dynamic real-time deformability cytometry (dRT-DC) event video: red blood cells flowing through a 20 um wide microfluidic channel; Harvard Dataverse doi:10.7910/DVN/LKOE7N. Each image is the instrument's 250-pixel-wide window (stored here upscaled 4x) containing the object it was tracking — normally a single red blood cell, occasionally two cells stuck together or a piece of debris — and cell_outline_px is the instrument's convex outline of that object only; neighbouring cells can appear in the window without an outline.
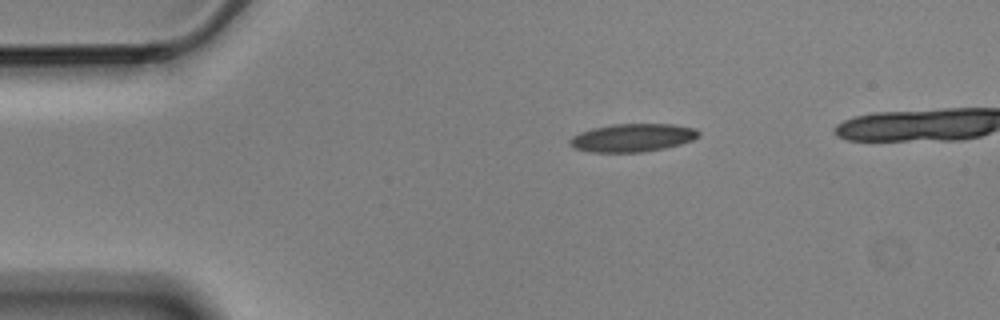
{"species": "Egyptian fruit bat (a non-hibernating species)", "species_latin": "Rousettus aegyptiacus", "temperature_condition": "cold", "stored_images_in_passage": 9, "camera_frame_rate_fps": 3000, "um_per_image_px": 0.085, "animal": {"sex": "male"}, "frame": {"image": 1, "passage_image": 1, "time_ms": 0.0, "image_size_px": [1000, 320], "cell_outline_px": [[700, 136], [692, 140], [680, 144], [664, 148], [640, 152], [592, 152], [572, 148], [568, 144], [568, 140], [572, 136], [580, 132], [592, 128], [612, 124], [672, 124], [696, 128], [700, 132]], "centroid_in_image_um": [53.74, 11.7], "position_along_channel_um": 31.3, "area_um2": 21.21}}
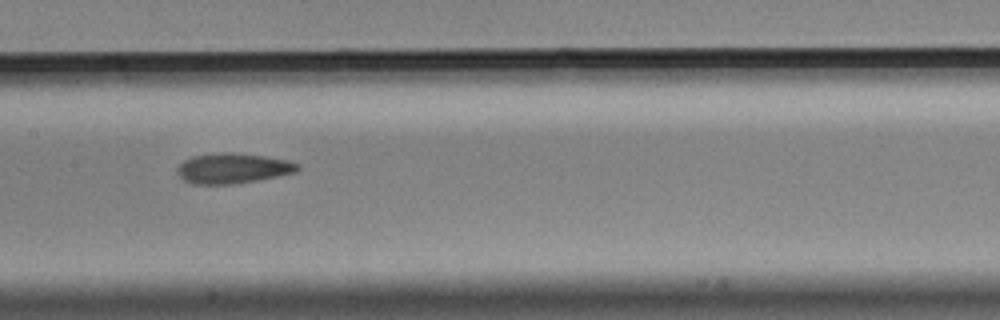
{"frame": {"image": 2, "passage_image": 6, "time_ms": 1.667, "image_size_px": [1000, 320], "cell_outline_px": [[300, 168], [296, 172], [256, 180], [232, 184], [192, 184], [184, 180], [176, 172], [180, 164], [184, 160], [192, 156], [220, 152], [232, 152], [264, 156], [288, 160], [300, 164]], "centroid_in_image_um": [19.78, 14.3], "position_along_channel_um": 187.6, "area_um2": 21.15}}
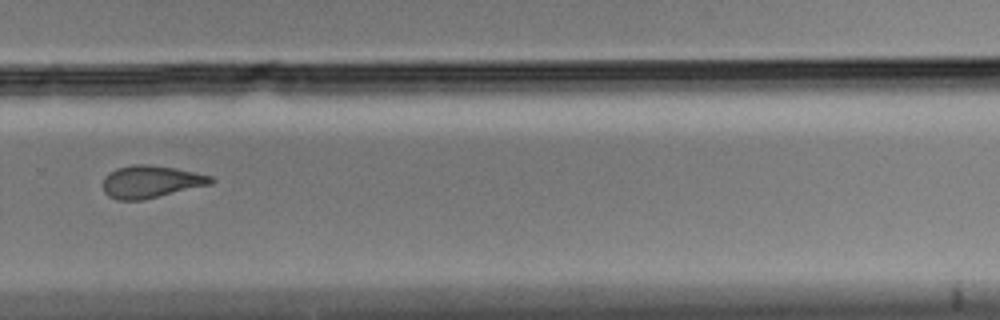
{"frame": {"image": 3, "passage_image": 9, "time_ms": 2.667, "image_size_px": [1000, 320], "cell_outline_px": [[216, 180], [212, 184], [144, 200], [116, 200], [108, 196], [104, 192], [104, 176], [108, 172], [116, 168], [132, 164], [148, 164], [176, 168], [196, 172], [212, 176]], "centroid_in_image_um": [12.83, 15.44], "position_along_channel_um": 317.0, "area_um2": 20.69}}